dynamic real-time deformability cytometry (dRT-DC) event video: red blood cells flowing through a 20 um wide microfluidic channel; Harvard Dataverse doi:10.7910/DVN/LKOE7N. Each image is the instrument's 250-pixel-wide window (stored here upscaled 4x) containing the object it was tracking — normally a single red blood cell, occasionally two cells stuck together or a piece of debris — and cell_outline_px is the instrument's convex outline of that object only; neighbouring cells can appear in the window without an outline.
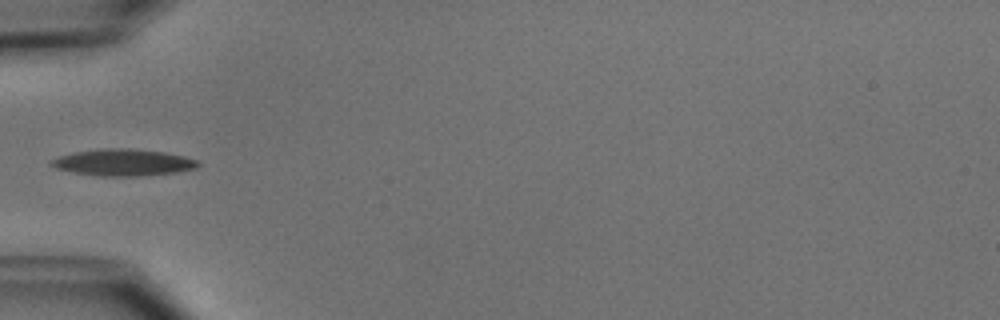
{"species": "common noctule bat (a hibernating species)", "species_latin": "Nyctalus noctula", "temperature_condition": "cold", "stored_images_in_passage": 5, "camera_frame_rate_fps": 3000, "um_per_image_px": 0.085, "animal": {"sex": "male", "body_mass_g": 15.6}, "frame": {"image": 1, "passage_image": 4, "time_ms": 3.667, "image_size_px": [1000, 320], "cell_outline_px": [[200, 164], [196, 168], [176, 172], [140, 176], [100, 176], [72, 172], [56, 168], [48, 164], [48, 160], [60, 156], [76, 152], [100, 148], [128, 148], [160, 152], [184, 156], [200, 160]], "centroid_in_image_um": [10.45, 13.81], "position_along_channel_um": 74.5, "area_um2": 22.83}}